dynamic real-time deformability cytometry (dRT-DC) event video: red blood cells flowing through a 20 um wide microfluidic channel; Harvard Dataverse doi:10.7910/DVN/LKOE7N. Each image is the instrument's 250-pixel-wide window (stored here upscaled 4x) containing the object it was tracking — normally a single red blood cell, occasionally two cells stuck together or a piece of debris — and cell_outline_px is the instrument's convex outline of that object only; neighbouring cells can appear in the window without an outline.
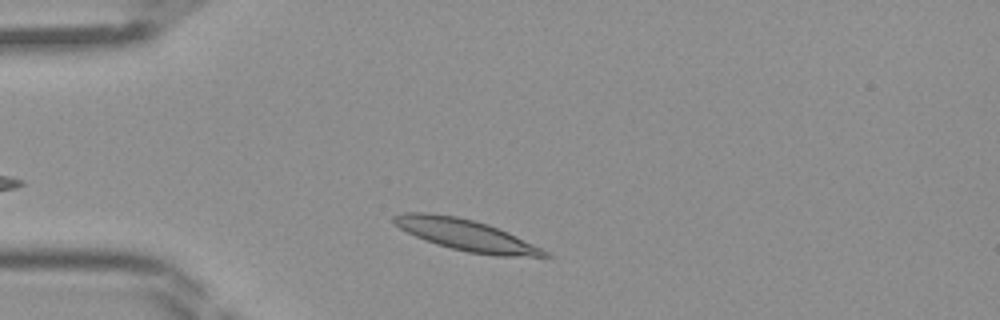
{"species": "Egyptian fruit bat (a non-hibernating species)", "species_latin": "Rousettus aegyptiacus", "temperature_condition": "room temperature", "stored_images_in_passage": 33, "camera_frame_rate_fps": 3000, "um_per_image_px": 0.085, "frame": {"image": 1, "passage_image": 3, "time_ms": 0.667, "image_size_px": [1000, 320], "cell_outline_px": [[552, 256], [496, 256], [468, 252], [436, 244], [424, 240], [400, 228], [392, 220], [392, 216], [404, 212], [428, 212], [456, 216], [488, 224], [508, 232], [544, 248]], "centroid_in_image_um": [39.62, 19.97], "position_along_channel_um": 45.4, "area_um2": 27.4}}
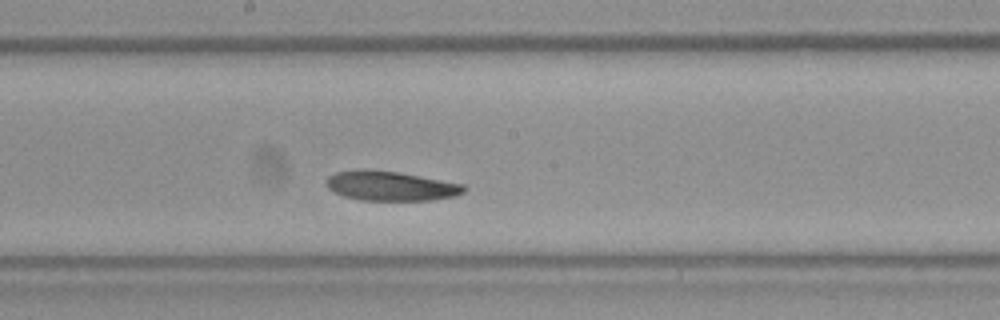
{"frame": {"image": 2, "passage_image": 16, "time_ms": 5.0, "image_size_px": [1000, 320], "cell_outline_px": [[468, 188], [464, 192], [456, 196], [432, 200], [360, 200], [344, 196], [328, 188], [324, 184], [324, 180], [328, 176], [336, 172], [360, 168], [364, 168], [396, 172], [464, 184]], "centroid_in_image_um": [33.18, 15.8], "position_along_channel_um": 215.0, "area_um2": 23.87}}
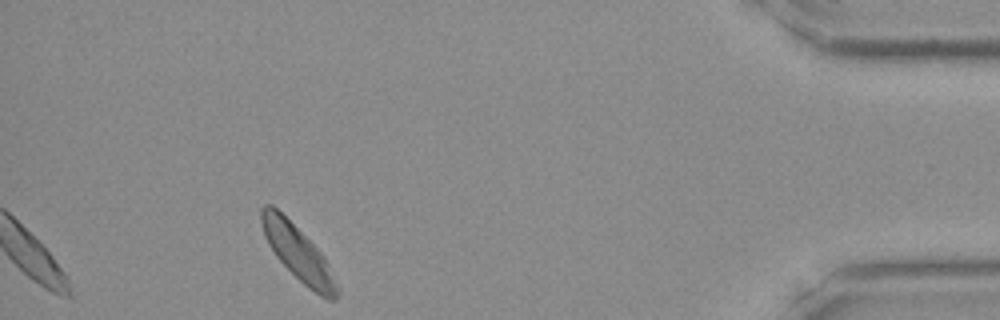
{"frame": {"image": 3, "passage_image": 33, "time_ms": 10.667, "image_size_px": [1000, 320], "cell_outline_px": [[340, 292], [336, 300], [328, 300], [320, 296], [308, 288], [276, 256], [268, 244], [264, 236], [260, 224], [260, 208], [264, 204], [272, 204], [324, 256], [340, 288]], "centroid_in_image_um": [25.33, 21.54], "position_along_channel_um": 409.9, "area_um2": 23.76}}